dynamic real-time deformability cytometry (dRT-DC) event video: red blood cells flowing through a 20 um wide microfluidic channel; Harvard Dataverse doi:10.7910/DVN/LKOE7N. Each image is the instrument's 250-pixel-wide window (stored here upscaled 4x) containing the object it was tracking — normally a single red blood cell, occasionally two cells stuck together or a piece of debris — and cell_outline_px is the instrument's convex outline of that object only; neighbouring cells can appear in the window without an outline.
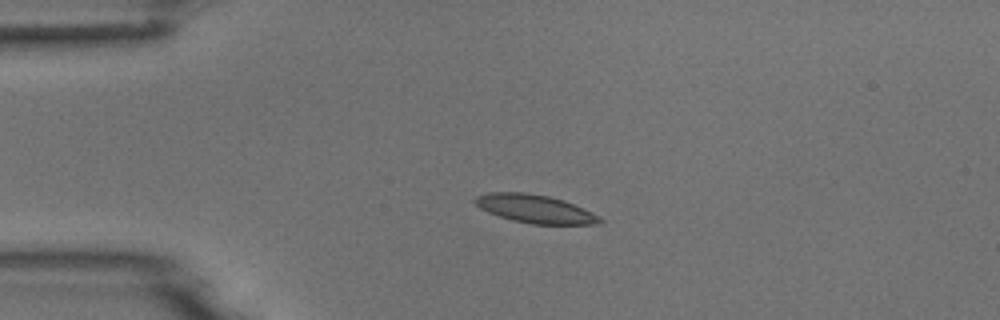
{"species": "common noctule bat (a hibernating species)", "species_latin": "Nyctalus noctula", "temperature_condition": "room temperature", "stored_images_in_passage": 3, "camera_frame_rate_fps": 3000, "um_per_image_px": 0.085, "animal": {"sex": "male", "body_mass_g": 18.8}, "frame": {"image": 1, "passage_image": 1, "time_ms": 0.0, "image_size_px": [1000, 320], "cell_outline_px": [[604, 220], [600, 224], [532, 224], [512, 220], [488, 212], [480, 208], [472, 200], [476, 196], [488, 192], [528, 192], [548, 196], [564, 200], [592, 212], [600, 216]], "centroid_in_image_um": [45.48, 17.74], "position_along_channel_um": 39.5, "area_um2": 20.63}}